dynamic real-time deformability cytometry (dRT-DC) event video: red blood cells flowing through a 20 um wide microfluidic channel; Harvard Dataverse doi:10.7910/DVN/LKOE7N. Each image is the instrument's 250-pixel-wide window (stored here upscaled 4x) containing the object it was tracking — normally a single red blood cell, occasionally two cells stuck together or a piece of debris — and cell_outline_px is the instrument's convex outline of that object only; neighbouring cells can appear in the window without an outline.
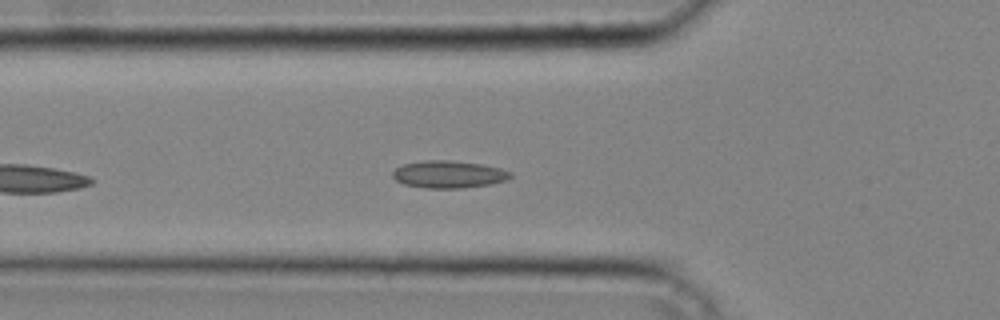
{"species": "common noctule bat (a hibernating species)", "species_latin": "Nyctalus noctula", "temperature_condition": "cold", "stored_images_in_passage": 23, "camera_frame_rate_fps": 3000, "um_per_image_px": 0.085, "animal": {"sex": "male", "body_mass_g": 20.4}, "frame": {"image": 1, "passage_image": 6, "time_ms": 1.667, "image_size_px": [1000, 320], "cell_outline_px": [[512, 176], [508, 180], [488, 184], [464, 188], [424, 188], [404, 184], [396, 180], [392, 176], [392, 172], [396, 168], [404, 164], [424, 160], [448, 160], [480, 164], [500, 168], [512, 172]], "centroid_in_image_um": [38.14, 14.82], "position_along_channel_um": 87.7, "area_um2": 18.73}}
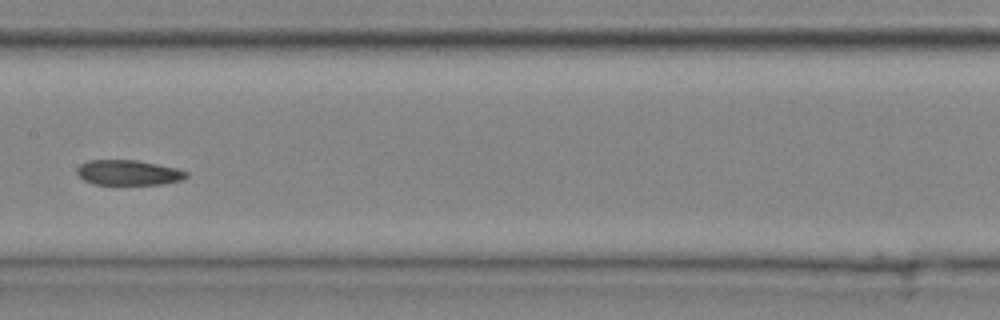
{"frame": {"image": 2, "passage_image": 13, "time_ms": 4.0, "image_size_px": [1000, 320], "cell_outline_px": [[188, 176], [180, 180], [160, 184], [96, 184], [84, 180], [76, 172], [76, 168], [80, 164], [88, 160], [136, 160], [176, 168], [188, 172]], "centroid_in_image_um": [10.89, 14.66], "position_along_channel_um": 196.5, "area_um2": 15.84}}
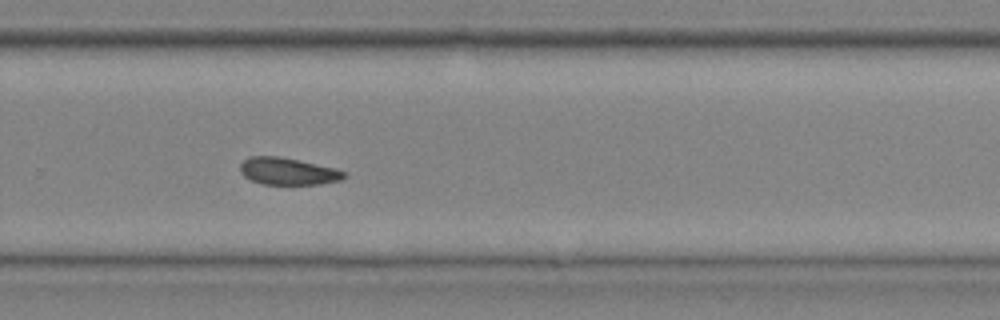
{"frame": {"image": 3, "passage_image": 20, "time_ms": 6.333, "image_size_px": [1000, 320], "cell_outline_px": [[348, 176], [340, 180], [320, 184], [260, 184], [244, 176], [240, 172], [240, 164], [248, 156], [280, 156], [336, 168], [348, 172]], "centroid_in_image_um": [24.5, 14.55], "position_along_channel_um": 305.3, "area_um2": 16.59}}